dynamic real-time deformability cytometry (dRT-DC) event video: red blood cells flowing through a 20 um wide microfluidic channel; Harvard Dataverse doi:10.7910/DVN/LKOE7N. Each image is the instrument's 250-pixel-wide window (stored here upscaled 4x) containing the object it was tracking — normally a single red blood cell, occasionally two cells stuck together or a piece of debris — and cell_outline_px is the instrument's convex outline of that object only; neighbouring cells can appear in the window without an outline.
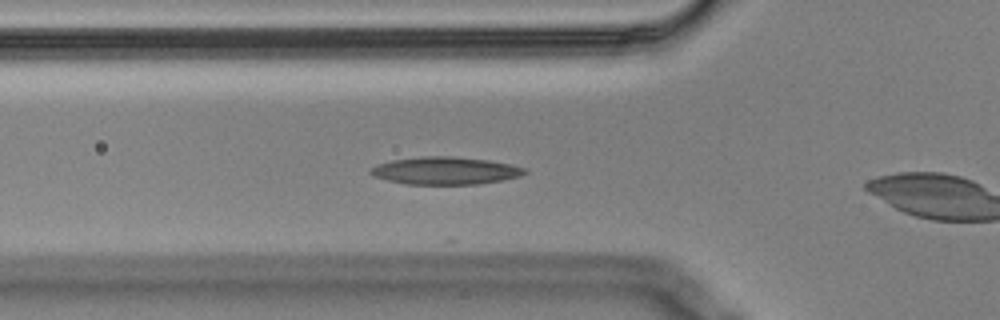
{"species": "Egyptian fruit bat (a non-hibernating species)", "species_latin": "Rousettus aegyptiacus", "temperature_condition": "cold", "stored_images_in_passage": 4, "camera_frame_rate_fps": 3000, "um_per_image_px": 0.085, "animal": {"sex": "male"}, "frame": {"image": 1, "passage_image": 3, "time_ms": 0.667, "image_size_px": [1000, 320], "cell_outline_px": [[528, 172], [520, 176], [480, 184], [404, 184], [372, 176], [368, 172], [368, 168], [392, 160], [424, 156], [452, 156], [488, 160], [528, 168]], "centroid_in_image_um": [37.83, 14.51], "position_along_channel_um": 88.0, "area_um2": 24.74}}